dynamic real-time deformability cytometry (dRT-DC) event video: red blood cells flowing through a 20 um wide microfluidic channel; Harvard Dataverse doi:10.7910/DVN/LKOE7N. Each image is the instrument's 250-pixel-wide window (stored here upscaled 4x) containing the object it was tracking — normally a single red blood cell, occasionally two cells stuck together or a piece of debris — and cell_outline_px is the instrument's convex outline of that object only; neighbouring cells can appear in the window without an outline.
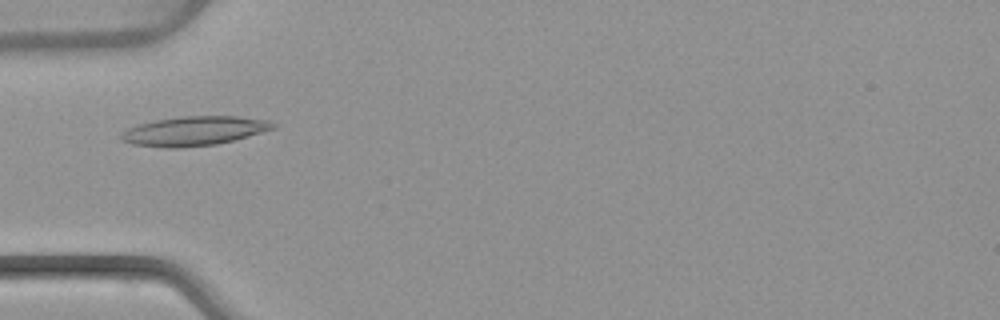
{"species": "common noctule bat (a hibernating species)", "species_latin": "Nyctalus noctula", "temperature_condition": "warm", "stored_images_in_passage": 51, "camera_frame_rate_fps": 3000, "um_per_image_px": 0.085, "animal": {"sex": "female", "body_mass_g": 22.7, "forearm_length_mm": 54.2}, "frame": {"image": 1, "passage_image": 17, "time_ms": 5.333, "image_size_px": [1000, 320], "cell_outline_px": [[276, 128], [232, 140], [216, 144], [180, 148], [164, 148], [132, 144], [120, 140], [120, 132], [136, 124], [156, 120], [180, 116], [236, 116], [268, 120], [276, 124]], "centroid_in_image_um": [16.44, 11.13], "position_along_channel_um": 68.6, "area_um2": 26.01}}
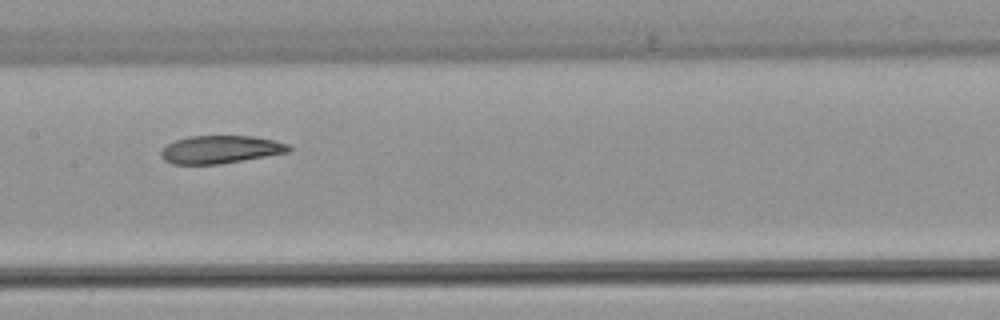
{"frame": {"image": 2, "passage_image": 26, "time_ms": 8.333, "image_size_px": [1000, 320], "cell_outline_px": [[292, 148], [288, 152], [220, 164], [172, 164], [164, 160], [160, 156], [160, 152], [168, 144], [176, 140], [188, 136], [252, 136], [272, 140], [288, 144]], "centroid_in_image_um": [18.71, 12.71], "position_along_channel_um": 188.7, "area_um2": 20.58}}
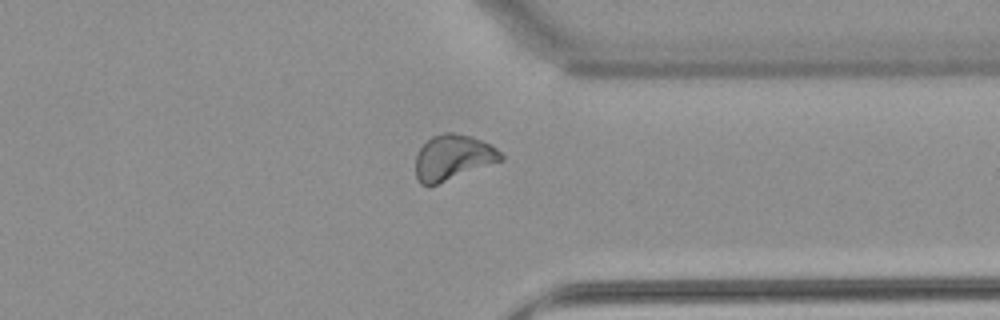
{"frame": {"image": 3, "passage_image": 40, "time_ms": 13.0, "image_size_px": [1000, 320], "cell_outline_px": [[504, 160], [436, 184], [420, 184], [416, 180], [416, 156], [420, 148], [432, 136], [444, 132], [452, 132], [472, 136], [496, 148], [504, 156]], "centroid_in_image_um": [38.5, 13.37], "position_along_channel_um": 372.9, "area_um2": 22.31}, "authors_computed_cell_mechanics": {"area_um2": 22.4842, "velocity_mm_per_s": 4.0054, "shape_relaxation_time_tau1_ms": null, "shape_relaxation_time_tau2_ms": 4.1067, "deformation_change_tau1": null, "deformation_change_tau2": 0.087}}